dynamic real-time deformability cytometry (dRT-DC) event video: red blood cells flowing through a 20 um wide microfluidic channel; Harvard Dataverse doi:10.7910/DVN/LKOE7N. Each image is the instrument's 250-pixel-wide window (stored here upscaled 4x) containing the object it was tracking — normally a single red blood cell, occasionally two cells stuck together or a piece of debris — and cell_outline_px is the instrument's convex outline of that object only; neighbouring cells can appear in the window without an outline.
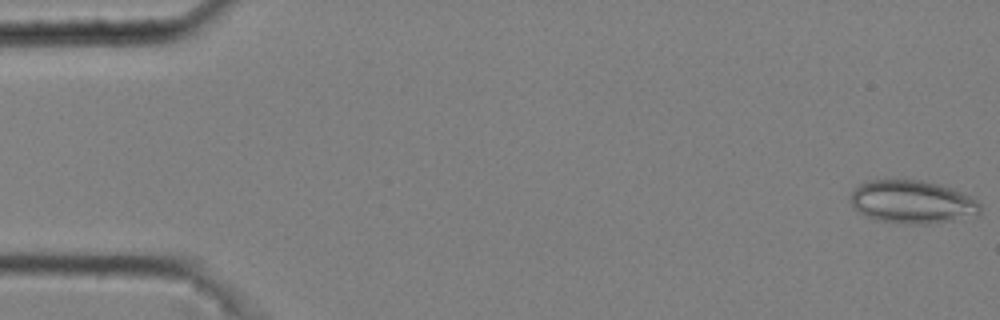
{"species": "common noctule bat (a hibernating species)", "species_latin": "Nyctalus noctula", "temperature_condition": "cold", "stored_images_in_passage": 52, "camera_frame_rate_fps": 3000, "um_per_image_px": 0.085, "animal": {"sex": "male", "body_mass_g": 20.4}, "frame": {"image": 1, "passage_image": 1, "time_ms": 0.0, "image_size_px": [1000, 320], "cell_outline_px": [[980, 216], [924, 224], [904, 224], [876, 220], [856, 212], [852, 208], [848, 196], [860, 184], [868, 180], [920, 180], [952, 188], [976, 200], [980, 204]], "centroid_in_image_um": [77.5, 17.18], "position_along_channel_um": 7.5, "area_um2": 32.77}}
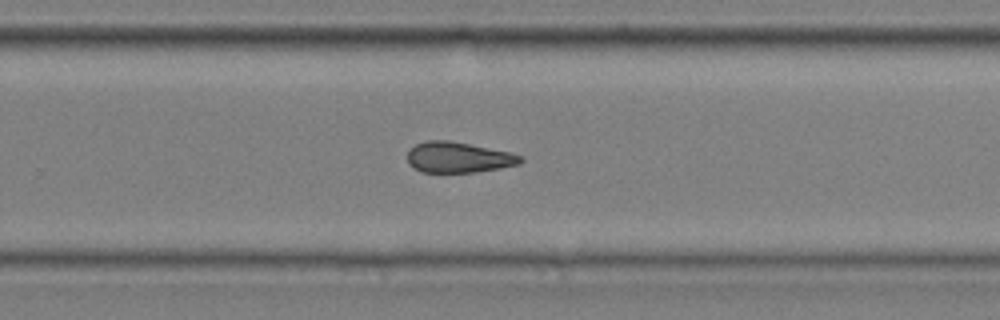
{"frame": {"image": 2, "passage_image": 35, "time_ms": 11.333, "image_size_px": [1000, 320], "cell_outline_px": [[524, 160], [520, 164], [500, 168], [476, 172], [420, 172], [408, 164], [408, 148], [416, 144], [428, 140], [448, 140], [512, 152], [524, 156]], "centroid_in_image_um": [38.98, 13.37], "position_along_channel_um": 290.8, "area_um2": 20.46}}
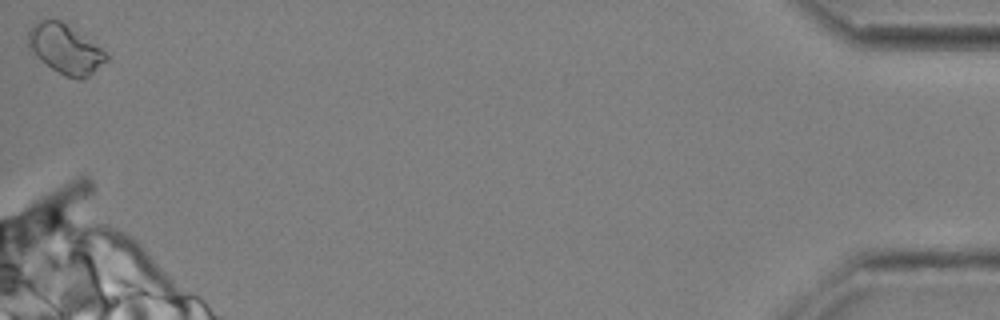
{"frame": {"image": 3, "passage_image": 52, "time_ms": 17.0, "image_size_px": [1000, 320], "cell_outline_px": [[108, 60], [84, 80], [76, 80], [64, 76], [40, 60], [28, 48], [28, 28], [32, 24], [40, 20], [60, 20], [100, 48], [108, 56]], "centroid_in_image_um": [5.51, 4.2], "position_along_channel_um": 429.7, "area_um2": 22.25}, "authors_computed_cell_mechanics": {"area_um2": 21.0681, "velocity_mm_per_s": 3.6931, "shape_relaxation_time_tau1_ms": null, "shape_relaxation_time_tau2_ms": 5.8789, "deformation_change_tau1": null, "deformation_change_tau2": 0.1412}}